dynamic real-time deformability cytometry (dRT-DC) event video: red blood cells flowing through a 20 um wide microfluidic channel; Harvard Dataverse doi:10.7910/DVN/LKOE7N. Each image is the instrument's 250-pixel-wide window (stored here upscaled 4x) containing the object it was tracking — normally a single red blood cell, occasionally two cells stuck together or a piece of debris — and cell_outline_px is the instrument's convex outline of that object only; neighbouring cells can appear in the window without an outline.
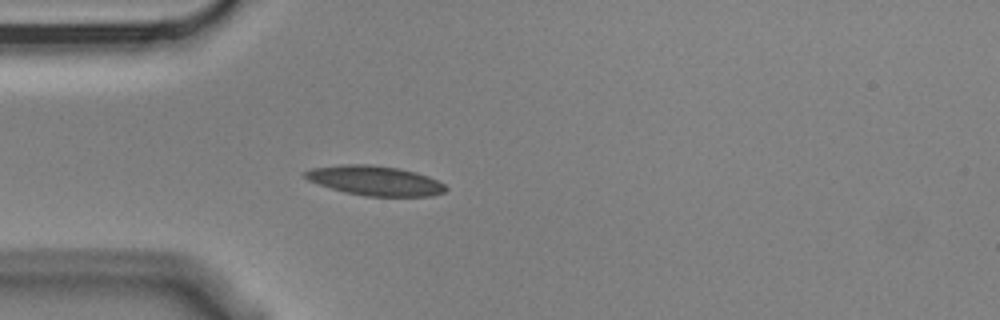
{"species": "Egyptian fruit bat (a non-hibernating species)", "species_latin": "Rousettus aegyptiacus", "temperature_condition": "cold", "stored_images_in_passage": 5, "camera_frame_rate_fps": 3000, "um_per_image_px": 0.085, "animal": {"sex": "male"}, "frame": {"image": 1, "passage_image": 5, "time_ms": 1.333, "image_size_px": [1000, 320], "cell_outline_px": [[448, 188], [444, 192], [432, 196], [364, 196], [344, 192], [308, 180], [304, 176], [304, 172], [312, 168], [340, 164], [368, 164], [400, 168], [416, 172], [428, 176], [444, 184]], "centroid_in_image_um": [31.89, 15.35], "position_along_channel_um": 53.1, "area_um2": 24.28}}